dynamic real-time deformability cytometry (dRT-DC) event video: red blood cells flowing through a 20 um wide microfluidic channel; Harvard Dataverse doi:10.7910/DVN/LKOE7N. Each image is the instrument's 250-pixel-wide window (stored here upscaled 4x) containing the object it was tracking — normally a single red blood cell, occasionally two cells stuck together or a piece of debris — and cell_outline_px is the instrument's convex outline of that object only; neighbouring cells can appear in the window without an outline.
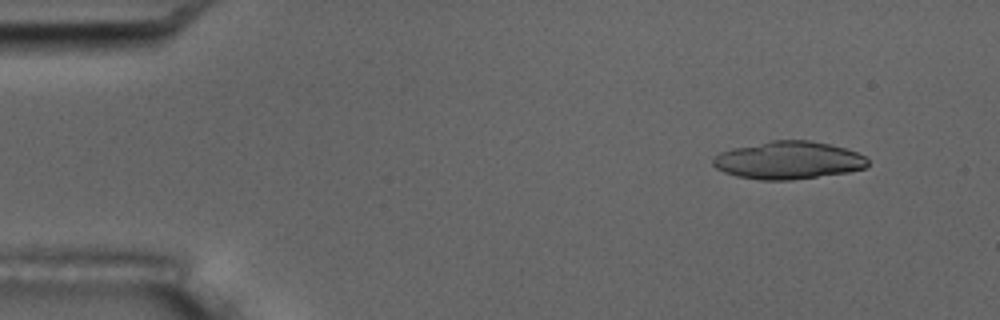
{"species": "common noctule bat (a hibernating species)", "species_latin": "Nyctalus noctula", "temperature_condition": "room temperature", "stored_images_in_passage": 10, "camera_frame_rate_fps": 3000, "um_per_image_px": 0.085, "animal": {"sex": "male", "body_mass_g": 17.5, "forearm_length_mm": 52.3}, "frame": {"image": 1, "passage_image": 5, "time_ms": 1.333, "image_size_px": [1000, 320], "cell_outline_px": [[868, 164], [864, 168], [848, 172], [788, 180], [760, 180], [736, 176], [724, 172], [716, 168], [712, 164], [712, 156], [720, 152], [732, 148], [772, 140], [808, 140], [828, 144], [844, 148], [856, 152], [864, 156], [868, 160]], "centroid_in_image_um": [66.96, 13.62], "position_along_channel_um": 18.0, "area_um2": 33.93}}